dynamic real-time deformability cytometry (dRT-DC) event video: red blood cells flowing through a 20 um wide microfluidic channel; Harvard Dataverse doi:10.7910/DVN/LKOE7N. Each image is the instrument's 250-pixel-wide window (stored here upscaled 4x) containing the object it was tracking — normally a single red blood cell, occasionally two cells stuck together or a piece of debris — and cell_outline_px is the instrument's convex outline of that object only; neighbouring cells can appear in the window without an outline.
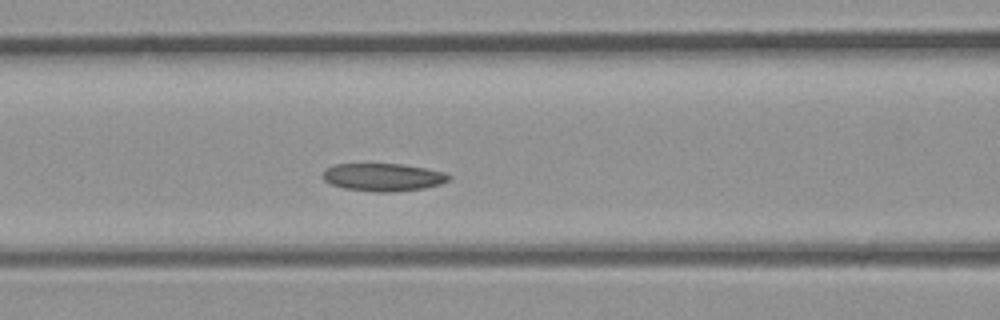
{"species": "common noctule bat (a hibernating species)", "species_latin": "Nyctalus noctula", "temperature_condition": "room temperature", "stored_images_in_passage": 29, "camera_frame_rate_fps": 3000, "um_per_image_px": 0.085, "animal": {"sex": "male", "body_mass_g": 23.1, "forearm_length_mm": 52.7}, "frame": {"image": 1, "passage_image": 12, "time_ms": 3.667, "image_size_px": [1000, 320], "cell_outline_px": [[452, 176], [448, 180], [440, 184], [424, 188], [392, 192], [372, 192], [344, 188], [332, 184], [324, 180], [324, 172], [328, 168], [336, 164], [400, 164], [424, 168], [444, 172]], "centroid_in_image_um": [32.59, 15.07], "position_along_channel_um": 134.0, "area_um2": 20.17}}
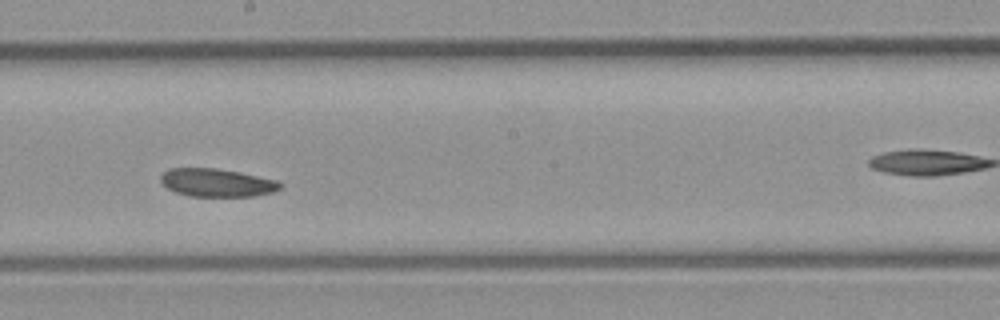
{"frame": {"image": 2, "passage_image": 17, "time_ms": 5.333, "image_size_px": [1000, 320], "cell_outline_px": [[284, 184], [280, 188], [272, 192], [256, 196], [188, 196], [176, 192], [168, 188], [160, 180], [160, 176], [168, 168], [216, 168], [240, 172], [276, 180]], "centroid_in_image_um": [18.44, 15.52], "position_along_channel_um": 229.8, "area_um2": 19.54}}
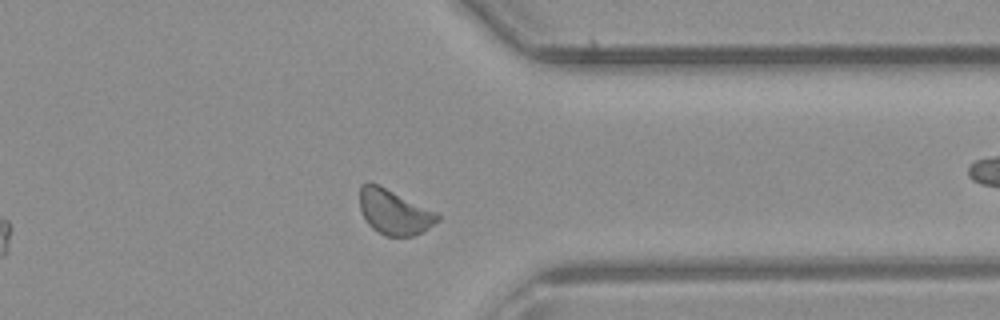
{"frame": {"image": 3, "passage_image": 25, "time_ms": 8.0, "image_size_px": [1000, 320], "cell_outline_px": [[440, 220], [428, 228], [412, 236], [384, 236], [376, 232], [368, 224], [360, 208], [360, 184], [368, 180], [380, 184], [436, 212], [440, 216]], "centroid_in_image_um": [33.47, 17.99], "position_along_channel_um": 377.9, "area_um2": 20.58}}